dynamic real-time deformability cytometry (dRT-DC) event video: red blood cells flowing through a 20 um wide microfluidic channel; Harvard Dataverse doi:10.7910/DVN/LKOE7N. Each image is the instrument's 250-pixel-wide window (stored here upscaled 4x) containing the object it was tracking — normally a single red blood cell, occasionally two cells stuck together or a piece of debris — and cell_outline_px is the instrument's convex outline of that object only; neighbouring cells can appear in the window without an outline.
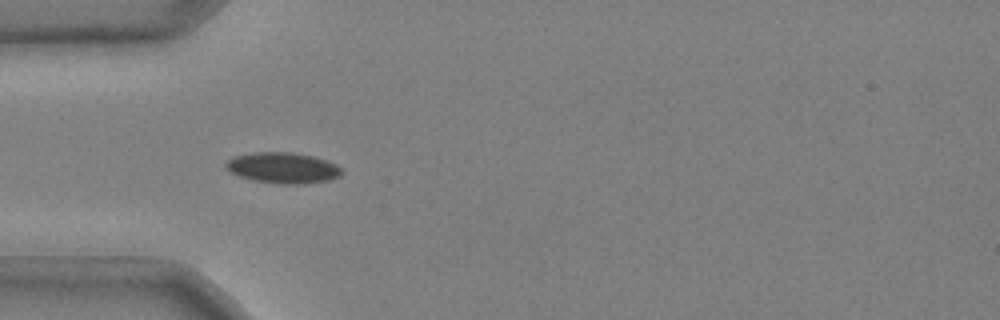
{"species": "common noctule bat (a hibernating species)", "species_latin": "Nyctalus noctula", "temperature_condition": "cold", "stored_images_in_passage": 9, "camera_frame_rate_fps": 3000, "um_per_image_px": 0.085, "animal": {"sex": "male", "body_mass_g": 20.4}, "frame": {"image": 1, "passage_image": 6, "time_ms": 1.667, "image_size_px": [1000, 320], "cell_outline_px": [[344, 172], [340, 176], [328, 180], [304, 184], [276, 184], [252, 180], [240, 176], [224, 168], [224, 164], [232, 156], [252, 152], [292, 152], [312, 156], [328, 160], [336, 164]], "centroid_in_image_um": [24.03, 14.26], "position_along_channel_um": 61.0, "area_um2": 21.1}}